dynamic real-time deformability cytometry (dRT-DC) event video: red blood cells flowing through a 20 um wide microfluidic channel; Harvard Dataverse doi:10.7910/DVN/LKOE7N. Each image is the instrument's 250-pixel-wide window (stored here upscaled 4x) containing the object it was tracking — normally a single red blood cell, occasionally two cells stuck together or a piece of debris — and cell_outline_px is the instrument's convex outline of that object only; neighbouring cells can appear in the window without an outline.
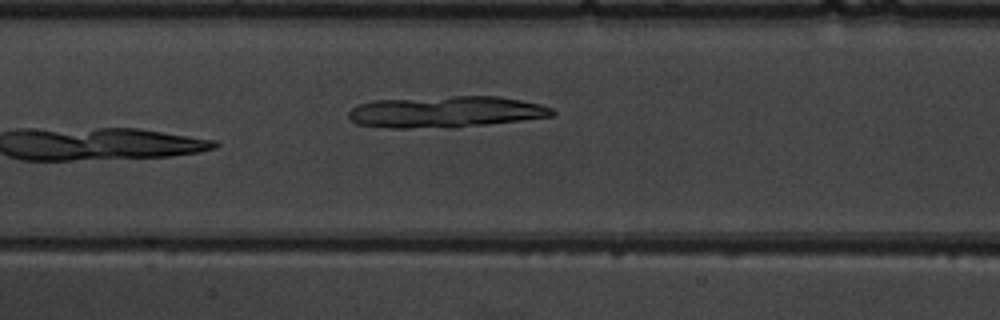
{"species": "common noctule bat (a hibernating species)", "species_latin": "Nyctalus noctula", "temperature_condition": "warm", "stored_images_in_passage": 8, "camera_frame_rate_fps": 3000, "um_per_image_px": 0.085, "animal": {"sex": "male", "body_mass_g": 19.5, "forearm_length_mm": 54.6}, "frame": {"image": 1, "passage_image": 8, "time_ms": 8.333, "image_size_px": [1000, 320], "cell_outline_px": [[556, 116], [456, 128], [392, 128], [356, 124], [348, 116], [348, 112], [352, 108], [360, 104], [372, 100], [452, 96], [500, 96], [540, 104], [552, 108], [556, 112]], "centroid_in_image_um": [37.92, 9.51], "position_along_channel_um": 169.5, "area_um2": 37.69}}